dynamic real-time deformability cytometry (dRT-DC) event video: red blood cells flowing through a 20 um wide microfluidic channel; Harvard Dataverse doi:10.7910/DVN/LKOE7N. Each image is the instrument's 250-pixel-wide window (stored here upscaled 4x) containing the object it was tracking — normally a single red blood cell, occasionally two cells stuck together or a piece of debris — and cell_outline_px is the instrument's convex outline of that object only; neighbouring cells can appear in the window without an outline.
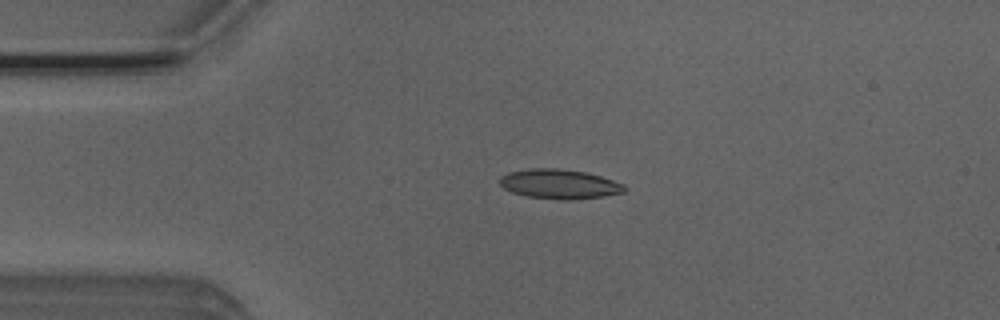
{"species": "Egyptian fruit bat (a non-hibernating species)", "species_latin": "Rousettus aegyptiacus", "temperature_condition": "room temperature", "stored_images_in_passage": 4, "camera_frame_rate_fps": 3000, "um_per_image_px": 0.085, "animal": {"sex": "male"}, "frame": {"image": 1, "passage_image": 3, "time_ms": 0.667, "image_size_px": [1000, 320], "cell_outline_px": [[628, 188], [624, 192], [604, 196], [572, 200], [560, 200], [528, 196], [512, 192], [504, 188], [500, 184], [500, 176], [508, 172], [528, 168], [560, 168], [584, 172], [600, 176], [624, 184]], "centroid_in_image_um": [47.55, 15.64], "position_along_channel_um": 37.5, "area_um2": 21.56}}